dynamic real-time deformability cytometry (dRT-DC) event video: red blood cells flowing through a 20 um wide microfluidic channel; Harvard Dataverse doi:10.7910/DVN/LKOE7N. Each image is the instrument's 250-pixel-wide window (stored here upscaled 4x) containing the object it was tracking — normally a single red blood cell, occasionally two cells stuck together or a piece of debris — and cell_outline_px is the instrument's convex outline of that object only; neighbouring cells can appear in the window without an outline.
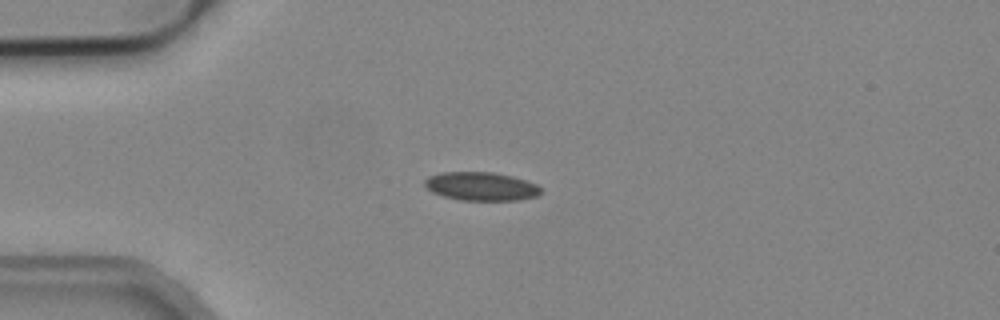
{"species": "common noctule bat (a hibernating species)", "species_latin": "Nyctalus noctula", "temperature_condition": "cold", "stored_images_in_passage": 3, "camera_frame_rate_fps": 3000, "um_per_image_px": 0.085, "animal": {"sex": "male", "body_mass_g": 19.2, "forearm_length_mm": 51.8}, "frame": {"image": 1, "passage_image": 3, "time_ms": 0.667, "image_size_px": [1000, 320], "cell_outline_px": [[544, 188], [536, 196], [520, 200], [460, 200], [444, 196], [432, 192], [424, 184], [424, 180], [428, 176], [440, 172], [492, 172], [512, 176], [536, 184]], "centroid_in_image_um": [40.89, 15.83], "position_along_channel_um": 44.1, "area_um2": 19.31}}